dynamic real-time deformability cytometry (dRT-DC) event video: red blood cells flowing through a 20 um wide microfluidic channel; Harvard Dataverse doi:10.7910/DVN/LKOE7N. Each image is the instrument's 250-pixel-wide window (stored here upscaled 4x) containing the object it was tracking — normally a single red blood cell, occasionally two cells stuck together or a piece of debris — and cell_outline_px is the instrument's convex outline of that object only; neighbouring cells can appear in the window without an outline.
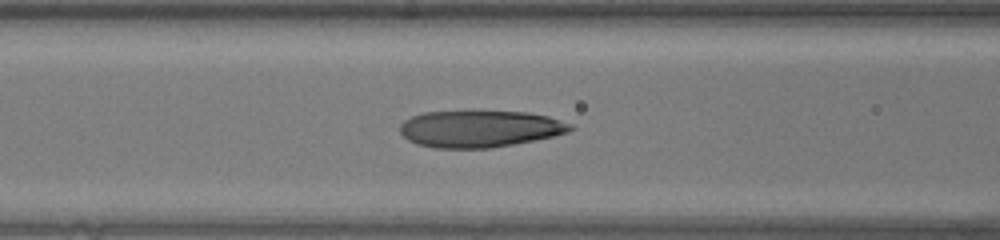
{"species": "human", "species_latin": "Homo sapiens", "temperature_condition": "warm", "stored_images_in_passage": 21, "camera_frame_rate_fps": 3000, "um_per_image_px": 0.085, "donor": {"sex": "female"}, "frame": {"image": 1, "passage_image": 4, "time_ms": 1.0, "image_size_px": [1000, 240], "cell_outline_px": [[564, 128], [560, 132], [544, 136], [496, 144], [432, 144], [456, 112], [504, 112], [540, 116]], "centroid_in_image_um": [42.02, 10.9], "position_along_channel_um": 124.6, "area_um2": 22.54}}
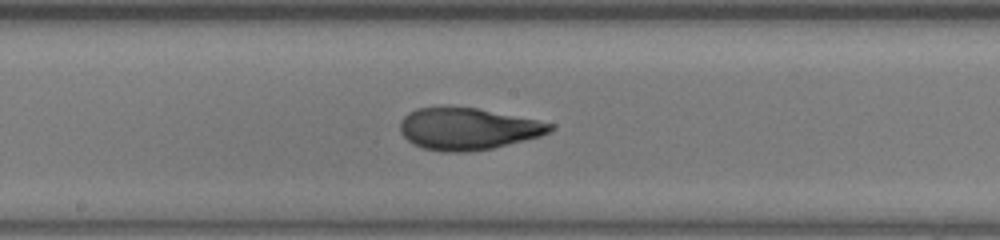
{"frame": {"image": 2, "passage_image": 10, "time_ms": 3.0, "image_size_px": [1000, 240], "cell_outline_px": [[548, 128], [540, 132], [528, 136], [496, 144], [476, 148], [440, 148], [424, 144], [416, 140], [412, 136], [468, 112], [480, 112]], "centroid_in_image_um": [40.46, 11.18], "position_along_channel_um": 207.7, "area_um2": 21.33}}
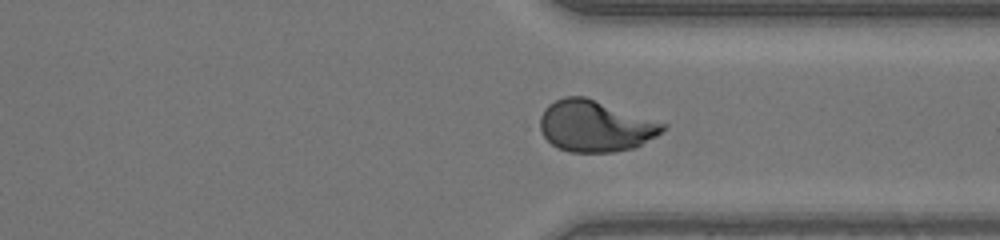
{"frame": {"image": 3, "passage_image": 21, "time_ms": 6.667, "image_size_px": [1000, 240], "cell_outline_px": [[660, 128], [656, 132], [636, 144], [620, 148], [564, 148], [556, 144], [544, 132], [544, 116], [564, 100], [588, 100]], "centroid_in_image_um": [50.46, 10.75], "position_along_channel_um": 360.9, "area_um2": 28.61}}